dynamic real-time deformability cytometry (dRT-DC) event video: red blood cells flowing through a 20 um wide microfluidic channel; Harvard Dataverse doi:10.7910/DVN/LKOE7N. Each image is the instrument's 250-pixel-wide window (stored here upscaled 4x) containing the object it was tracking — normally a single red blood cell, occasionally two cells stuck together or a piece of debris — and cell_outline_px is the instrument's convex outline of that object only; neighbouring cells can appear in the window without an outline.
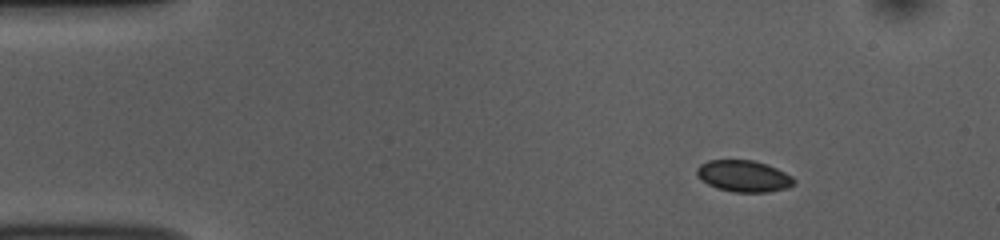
{"species": "common noctule bat (a hibernating species)", "species_latin": "Nyctalus noctula", "temperature_condition": "room temperature", "stored_images_in_passage": 47, "camera_frame_rate_fps": 3000, "um_per_image_px": 0.085, "animal": {"sex": "female", "body_mass_g": 10.0, "forearm_length_mm": 53.1}, "frame": {"image": 1, "passage_image": 1, "time_ms": 0.0, "image_size_px": [1000, 240], "cell_outline_px": [[796, 180], [792, 184], [784, 188], [768, 192], [736, 192], [720, 188], [708, 184], [696, 172], [696, 168], [700, 164], [708, 160], [752, 160], [776, 168], [792, 176]], "centroid_in_image_um": [63.21, 14.95], "position_along_channel_um": 21.8, "area_um2": 17.4}}
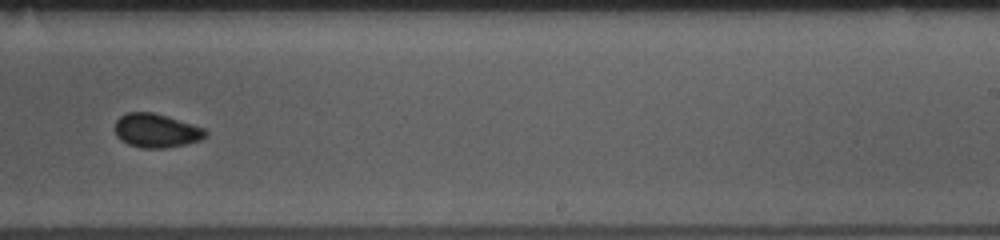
{"frame": {"image": 2, "passage_image": 27, "time_ms": 8.667, "image_size_px": [1000, 240], "cell_outline_px": [[208, 136], [200, 140], [184, 144], [164, 148], [140, 148], [128, 144], [120, 140], [116, 136], [116, 120], [120, 116], [128, 112], [152, 112], [192, 124], [204, 128], [208, 132]], "centroid_in_image_um": [13.28, 11.11], "position_along_channel_um": 275.7, "area_um2": 17.8}}
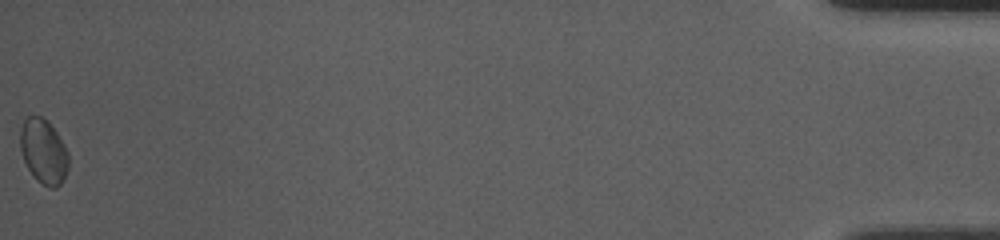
{"frame": {"image": 3, "passage_image": 47, "time_ms": 15.333, "image_size_px": [1000, 240], "cell_outline_px": [[68, 168], [64, 180], [56, 188], [48, 188], [40, 184], [36, 180], [28, 168], [24, 160], [20, 148], [20, 128], [24, 120], [28, 116], [40, 116], [48, 120], [64, 144], [68, 152]], "centroid_in_image_um": [3.71, 12.89], "position_along_channel_um": 431.5, "area_um2": 18.38}, "authors_computed_cell_mechanics": {"area_um2": 17.8024, "velocity_mm_per_s": 3.795, "shape_relaxation_time_tau1_ms": 3.3855, "shape_relaxation_time_tau2_ms": null, "deformation_change_tau1": 0.0397, "deformation_change_tau2": null}}